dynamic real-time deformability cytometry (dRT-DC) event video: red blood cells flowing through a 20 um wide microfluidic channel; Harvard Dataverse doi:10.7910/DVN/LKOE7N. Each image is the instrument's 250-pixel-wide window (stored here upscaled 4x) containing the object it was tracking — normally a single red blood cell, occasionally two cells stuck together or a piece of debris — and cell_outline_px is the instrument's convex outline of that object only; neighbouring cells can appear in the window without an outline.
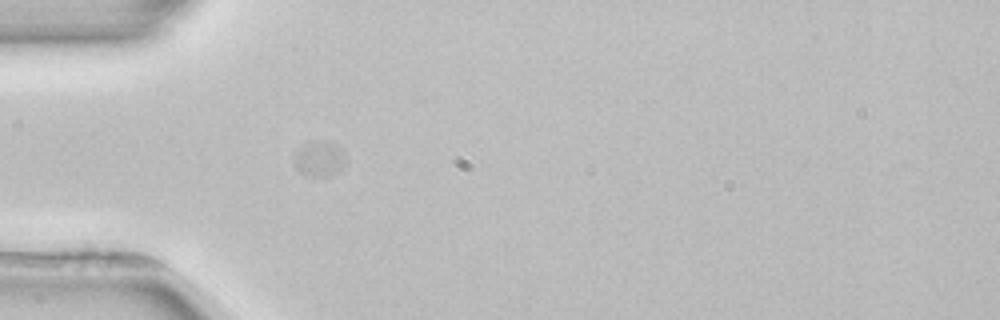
{"species": "common noctule bat (a hibernating species)", "species_latin": "Nyctalus noctula", "temperature_condition": "room temperature", "stored_images_in_passage": 3, "camera_frame_rate_fps": 3000, "um_per_image_px": 0.085, "animal": {"sex": "female", "body_mass_g": 22.7, "forearm_length_mm": 54.2}, "frame": {"image": 1, "passage_image": 3, "time_ms": 4.333, "image_size_px": [1000, 320], "cell_outline_px": [[344, 164], [332, 176], [304, 176], [292, 164], [292, 156], [304, 144], [312, 140], [328, 140], [336, 144], [344, 152]], "centroid_in_image_um": [27.09, 13.48], "position_along_channel_um": 57.9, "area_um2": 10.92}}